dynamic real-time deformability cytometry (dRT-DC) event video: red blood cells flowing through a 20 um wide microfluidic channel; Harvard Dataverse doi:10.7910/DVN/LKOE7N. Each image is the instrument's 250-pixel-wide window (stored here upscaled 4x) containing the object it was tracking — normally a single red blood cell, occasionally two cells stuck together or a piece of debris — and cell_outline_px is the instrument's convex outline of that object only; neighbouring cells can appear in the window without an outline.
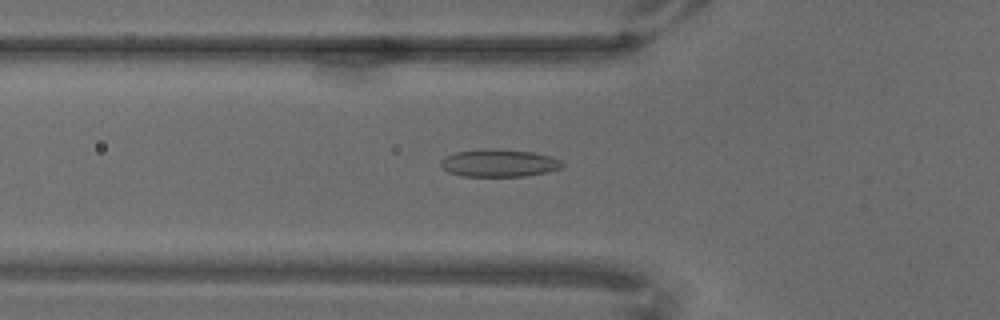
{"species": "common noctule bat (a hibernating species)", "species_latin": "Nyctalus noctula", "temperature_condition": "warm", "stored_images_in_passage": 71, "camera_frame_rate_fps": 3000, "um_per_image_px": 0.085, "animal": {"sex": "male", "body_mass_g": 18.8}, "frame": {"image": 1, "passage_image": 25, "time_ms": 8.0, "image_size_px": [1000, 320], "cell_outline_px": [[564, 164], [560, 168], [548, 172], [524, 176], [464, 176], [448, 172], [440, 164], [440, 160], [456, 152], [532, 152], [548, 156], [560, 160]], "centroid_in_image_um": [42.45, 13.93], "position_along_channel_um": 83.4, "area_um2": 18.15}}
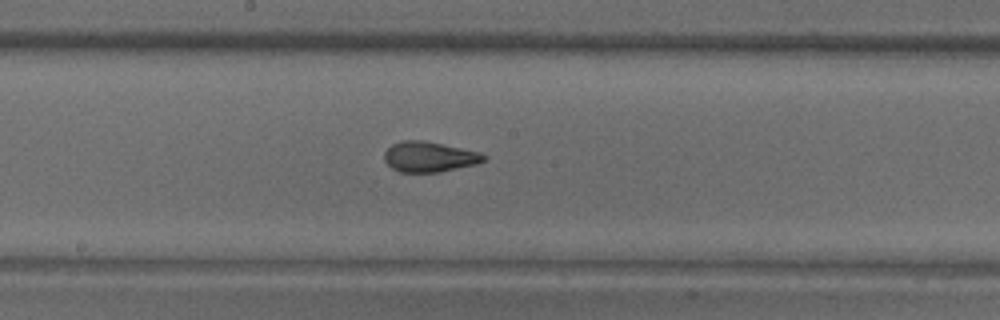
{"frame": {"image": 2, "passage_image": 38, "time_ms": 12.333, "image_size_px": [1000, 320], "cell_outline_px": [[488, 156], [484, 160], [476, 164], [440, 172], [400, 172], [392, 168], [384, 160], [384, 152], [392, 144], [400, 140], [424, 140], [480, 152]], "centroid_in_image_um": [36.48, 13.32], "position_along_channel_um": 211.7, "area_um2": 17.63}}
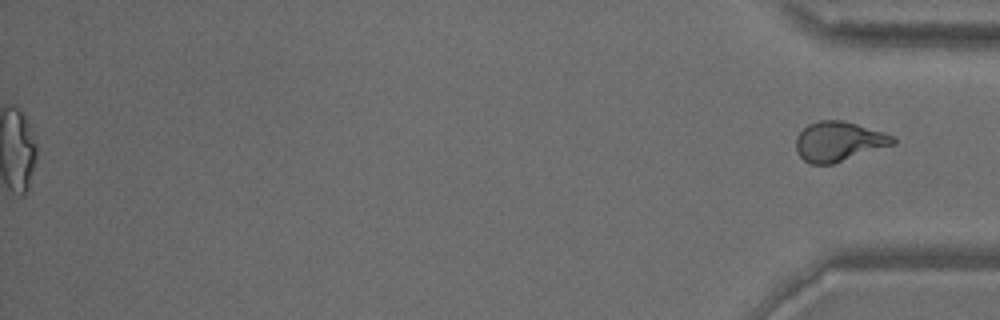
{"frame": {"image": 3, "passage_image": 71, "time_ms": 23.333, "image_size_px": [1000, 320], "cell_outline_px": [[896, 144], [832, 164], [812, 164], [804, 160], [796, 152], [796, 136], [808, 124], [820, 120], [844, 120], [892, 136], [896, 140]], "centroid_in_image_um": [71.26, 12.03], "position_along_channel_um": 363.9, "area_um2": 22.25}}